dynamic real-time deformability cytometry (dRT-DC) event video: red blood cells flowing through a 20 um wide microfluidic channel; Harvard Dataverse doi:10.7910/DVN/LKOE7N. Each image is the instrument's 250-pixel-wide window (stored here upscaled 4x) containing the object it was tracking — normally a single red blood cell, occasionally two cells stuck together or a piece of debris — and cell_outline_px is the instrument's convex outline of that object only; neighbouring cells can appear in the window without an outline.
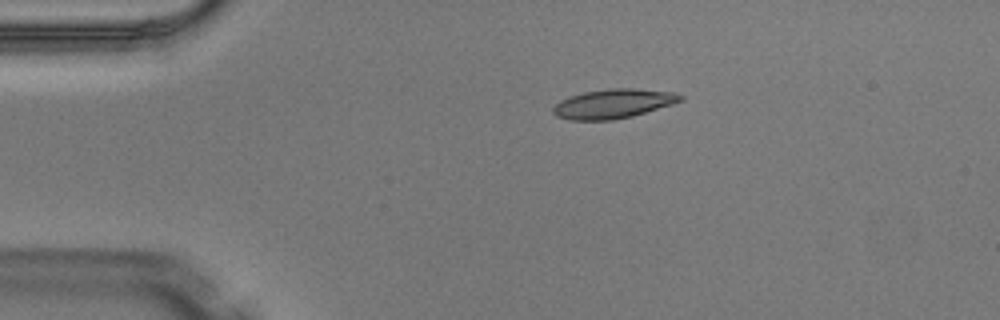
{"species": "Egyptian fruit bat (a non-hibernating species)", "species_latin": "Rousettus aegyptiacus", "temperature_condition": "warm", "stored_images_in_passage": 2, "camera_frame_rate_fps": 3000, "um_per_image_px": 0.085, "animal": {"sex": "male"}, "frame": {"image": 1, "passage_image": 1, "time_ms": 0.0, "image_size_px": [1000, 320], "cell_outline_px": [[684, 100], [672, 104], [632, 116], [612, 120], [568, 120], [556, 116], [552, 112], [552, 108], [560, 100], [568, 96], [584, 92], [608, 88], [632, 88], [672, 92], [684, 96]], "centroid_in_image_um": [52.09, 8.81], "position_along_channel_um": 32.9, "area_um2": 21.79}}